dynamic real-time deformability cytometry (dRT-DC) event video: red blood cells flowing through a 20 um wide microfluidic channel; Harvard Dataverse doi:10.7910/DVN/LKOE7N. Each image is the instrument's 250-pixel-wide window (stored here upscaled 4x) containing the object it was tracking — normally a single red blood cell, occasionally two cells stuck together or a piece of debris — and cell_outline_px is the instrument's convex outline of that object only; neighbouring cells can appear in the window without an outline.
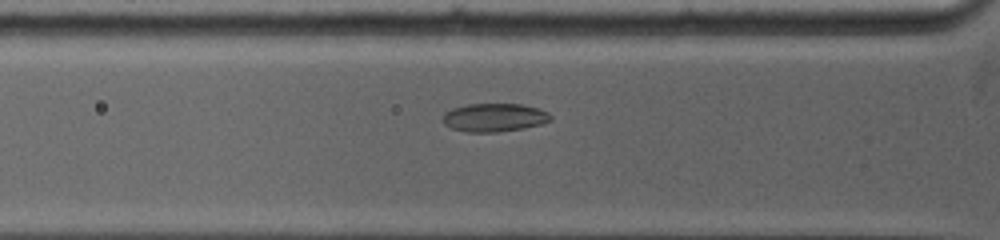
{"species": "common noctule bat (a hibernating species)", "species_latin": "Nyctalus noctula", "temperature_condition": "warm", "stored_images_in_passage": 37, "camera_frame_rate_fps": 5000, "um_per_image_px": 0.085, "animal": {"sex": "female", "body_mass_g": 19.0, "forearm_length_mm": 53.3}, "frame": {"image": 1, "passage_image": 8, "time_ms": 2.8, "image_size_px": [1000, 240], "cell_outline_px": [[552, 120], [540, 124], [524, 128], [496, 132], [464, 132], [452, 128], [444, 124], [444, 112], [452, 108], [468, 104], [520, 104], [540, 108], [548, 112], [552, 116]], "centroid_in_image_um": [42.03, 9.98], "position_along_channel_um": 83.8, "area_um2": 17.86}}
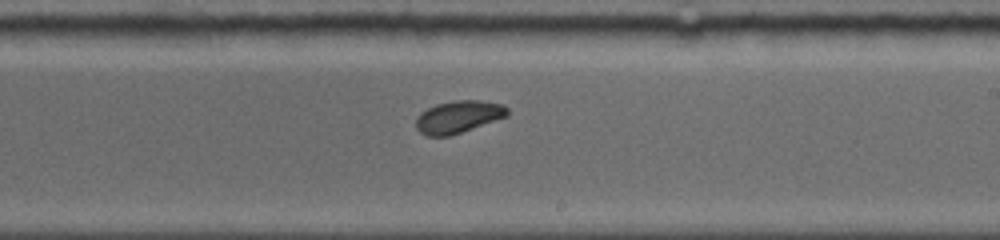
{"frame": {"image": 2, "passage_image": 20, "time_ms": 7.0, "image_size_px": [1000, 240], "cell_outline_px": [[508, 116], [448, 136], [428, 136], [420, 132], [416, 128], [416, 116], [420, 112], [436, 104], [452, 100], [480, 100], [504, 104], [508, 108]], "centroid_in_image_um": [38.95, 9.91], "position_along_channel_um": 250.0, "area_um2": 17.22}}
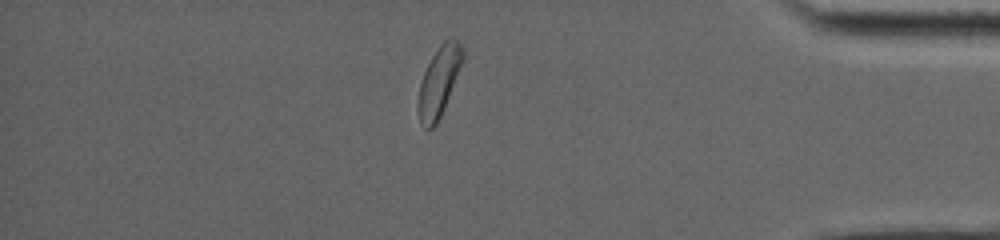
{"frame": {"image": 3, "passage_image": 33, "time_ms": 11.6, "image_size_px": [1000, 240], "cell_outline_px": [[464, 56], [440, 116], [436, 124], [432, 128], [428, 128], [420, 120], [416, 108], [420, 84], [424, 72], [432, 56], [440, 44], [444, 40], [456, 40], [464, 48]], "centroid_in_image_um": [37.28, 6.91], "position_along_channel_um": 397.9, "area_um2": 17.34}, "authors_computed_cell_mechanics": {"area_um2": 17.4556, "velocity_mm_per_s": 3.9662, "shape_relaxation_time_tau1_ms": 4.2674, "shape_relaxation_time_tau2_ms": 5.0314, "deformation_change_tau1": 0.1049, "deformation_change_tau2": 0.0591}}